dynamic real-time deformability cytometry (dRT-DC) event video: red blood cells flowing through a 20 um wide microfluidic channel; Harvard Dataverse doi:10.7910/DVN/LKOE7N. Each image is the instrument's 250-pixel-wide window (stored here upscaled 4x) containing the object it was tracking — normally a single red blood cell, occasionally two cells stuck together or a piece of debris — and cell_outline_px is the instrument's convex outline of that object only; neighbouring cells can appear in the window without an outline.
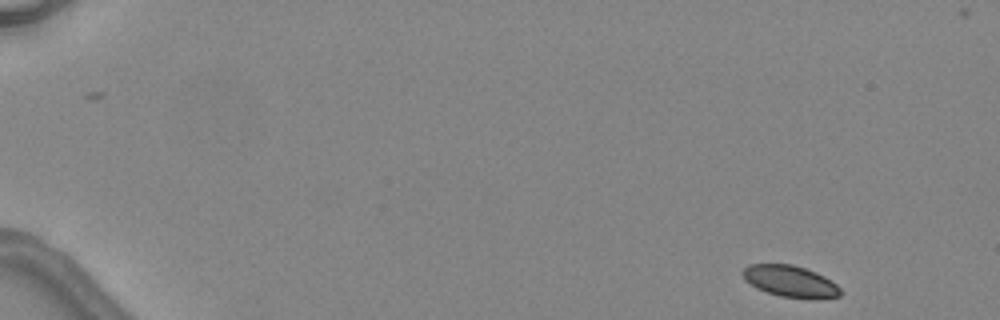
{"species": "common noctule bat (a hibernating species)", "species_latin": "Nyctalus noctula", "temperature_condition": "warm", "stored_images_in_passage": 6, "camera_frame_rate_fps": 3000, "um_per_image_px": 0.085, "animal": {"sex": "female", "body_mass_g": 24.6, "forearm_length_mm": 56.2}, "frame": {"image": 1, "passage_image": 1, "time_ms": 0.0, "image_size_px": [1000, 320], "cell_outline_px": [[840, 296], [780, 296], [756, 288], [744, 280], [740, 272], [748, 264], [792, 264], [804, 268], [824, 276], [836, 284], [840, 288]], "centroid_in_image_um": [67.06, 23.85], "position_along_channel_um": 17.9, "area_um2": 17.22}}